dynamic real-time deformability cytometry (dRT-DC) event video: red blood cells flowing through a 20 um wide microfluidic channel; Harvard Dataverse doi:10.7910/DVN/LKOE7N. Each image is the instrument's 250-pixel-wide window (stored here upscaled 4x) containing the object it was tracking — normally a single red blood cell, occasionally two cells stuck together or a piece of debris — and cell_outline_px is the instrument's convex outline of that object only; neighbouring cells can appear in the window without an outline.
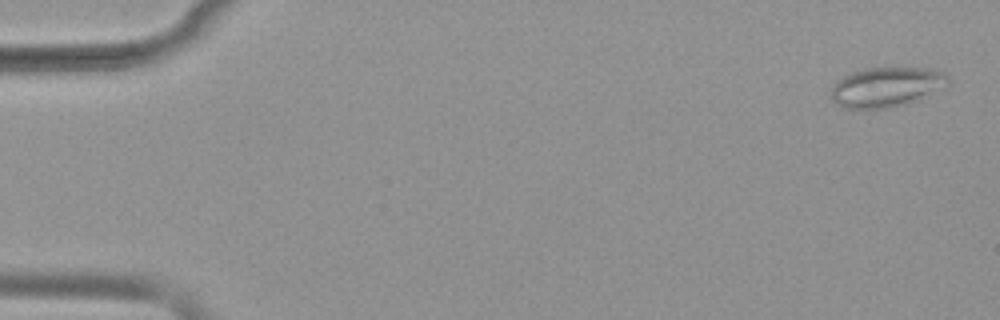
{"species": "common noctule bat (a hibernating species)", "species_latin": "Nyctalus noctula", "temperature_condition": "warm", "stored_images_in_passage": 52, "camera_frame_rate_fps": 3000, "um_per_image_px": 0.085, "animal": {"sex": "female", "body_mass_g": 19.9}, "frame": {"image": 1, "passage_image": 2, "time_ms": 0.333, "image_size_px": [1000, 320], "cell_outline_px": [[952, 80], [948, 84], [920, 100], [892, 108], [844, 108], [836, 104], [832, 100], [832, 84], [836, 80], [852, 72], [864, 68], [932, 68], [944, 72]], "centroid_in_image_um": [75.37, 7.39], "position_along_channel_um": 9.6, "area_um2": 27.46}}
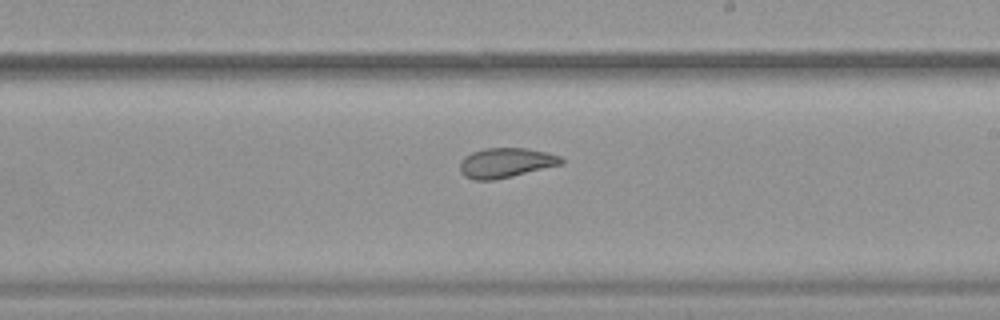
{"frame": {"image": 2, "passage_image": 31, "time_ms": 10.0, "image_size_px": [1000, 320], "cell_outline_px": [[564, 164], [496, 180], [472, 180], [464, 176], [460, 172], [460, 160], [464, 156], [472, 152], [484, 148], [528, 148], [548, 152], [560, 156], [564, 160]], "centroid_in_image_um": [43.0, 13.84], "position_along_channel_um": 246.0, "area_um2": 17.92}}
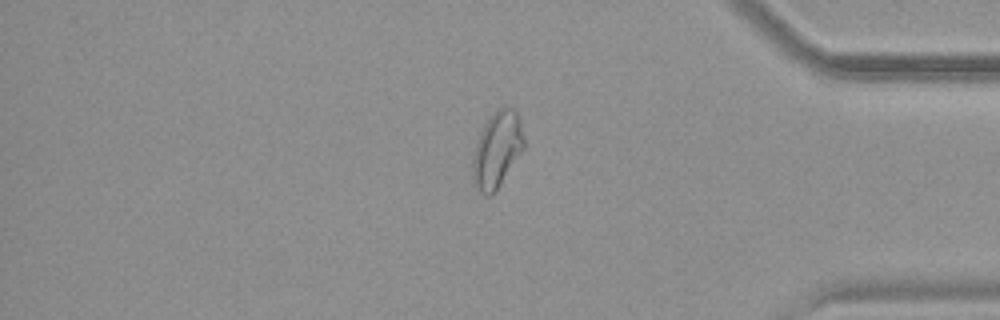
{"frame": {"image": 3, "passage_image": 44, "time_ms": 14.333, "image_size_px": [1000, 320], "cell_outline_px": [[524, 148], [492, 196], [488, 196], [480, 192], [472, 184], [472, 156], [476, 140], [488, 116], [496, 108], [504, 104], [512, 108], [516, 112], [520, 124], [524, 140]], "centroid_in_image_um": [42.2, 12.7], "position_along_channel_um": 393.0, "area_um2": 23.0}, "authors_computed_cell_mechanics": {"area_um2": 22.831, "velocity_mm_per_s": 3.9134, "shape_relaxation_time_tau1_ms": null, "shape_relaxation_time_tau2_ms": 2.6345, "deformation_change_tau1": null, "deformation_change_tau2": 0.0906}}